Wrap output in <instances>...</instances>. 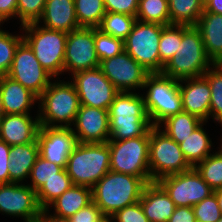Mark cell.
<instances>
[{
	"instance_id": "cell-23",
	"label": "cell",
	"mask_w": 222,
	"mask_h": 222,
	"mask_svg": "<svg viewBox=\"0 0 222 222\" xmlns=\"http://www.w3.org/2000/svg\"><path fill=\"white\" fill-rule=\"evenodd\" d=\"M139 202L150 222H168L176 207L157 182H151L145 186Z\"/></svg>"
},
{
	"instance_id": "cell-47",
	"label": "cell",
	"mask_w": 222,
	"mask_h": 222,
	"mask_svg": "<svg viewBox=\"0 0 222 222\" xmlns=\"http://www.w3.org/2000/svg\"><path fill=\"white\" fill-rule=\"evenodd\" d=\"M168 222H196L193 208L184 206L175 207Z\"/></svg>"
},
{
	"instance_id": "cell-55",
	"label": "cell",
	"mask_w": 222,
	"mask_h": 222,
	"mask_svg": "<svg viewBox=\"0 0 222 222\" xmlns=\"http://www.w3.org/2000/svg\"><path fill=\"white\" fill-rule=\"evenodd\" d=\"M217 222H222V216H221V218Z\"/></svg>"
},
{
	"instance_id": "cell-17",
	"label": "cell",
	"mask_w": 222,
	"mask_h": 222,
	"mask_svg": "<svg viewBox=\"0 0 222 222\" xmlns=\"http://www.w3.org/2000/svg\"><path fill=\"white\" fill-rule=\"evenodd\" d=\"M37 143L39 156L66 168L68 157L78 144L71 128L40 125Z\"/></svg>"
},
{
	"instance_id": "cell-6",
	"label": "cell",
	"mask_w": 222,
	"mask_h": 222,
	"mask_svg": "<svg viewBox=\"0 0 222 222\" xmlns=\"http://www.w3.org/2000/svg\"><path fill=\"white\" fill-rule=\"evenodd\" d=\"M145 109L152 126L183 112L179 81L162 73H149L142 91Z\"/></svg>"
},
{
	"instance_id": "cell-11",
	"label": "cell",
	"mask_w": 222,
	"mask_h": 222,
	"mask_svg": "<svg viewBox=\"0 0 222 222\" xmlns=\"http://www.w3.org/2000/svg\"><path fill=\"white\" fill-rule=\"evenodd\" d=\"M7 76L22 84L38 98L54 78L41 66L33 50L24 40L18 45L15 51Z\"/></svg>"
},
{
	"instance_id": "cell-45",
	"label": "cell",
	"mask_w": 222,
	"mask_h": 222,
	"mask_svg": "<svg viewBox=\"0 0 222 222\" xmlns=\"http://www.w3.org/2000/svg\"><path fill=\"white\" fill-rule=\"evenodd\" d=\"M10 147L6 142L0 140V184L10 183L9 157Z\"/></svg>"
},
{
	"instance_id": "cell-27",
	"label": "cell",
	"mask_w": 222,
	"mask_h": 222,
	"mask_svg": "<svg viewBox=\"0 0 222 222\" xmlns=\"http://www.w3.org/2000/svg\"><path fill=\"white\" fill-rule=\"evenodd\" d=\"M206 123L208 122H202L185 141L179 144L184 157L192 167H195L199 162H202L206 157L215 152L212 149L215 147L212 139L208 135L206 127L204 129Z\"/></svg>"
},
{
	"instance_id": "cell-14",
	"label": "cell",
	"mask_w": 222,
	"mask_h": 222,
	"mask_svg": "<svg viewBox=\"0 0 222 222\" xmlns=\"http://www.w3.org/2000/svg\"><path fill=\"white\" fill-rule=\"evenodd\" d=\"M100 61L95 51L94 28L80 27L67 35L64 73L98 68Z\"/></svg>"
},
{
	"instance_id": "cell-34",
	"label": "cell",
	"mask_w": 222,
	"mask_h": 222,
	"mask_svg": "<svg viewBox=\"0 0 222 222\" xmlns=\"http://www.w3.org/2000/svg\"><path fill=\"white\" fill-rule=\"evenodd\" d=\"M80 27L97 28L106 14L103 0H74Z\"/></svg>"
},
{
	"instance_id": "cell-18",
	"label": "cell",
	"mask_w": 222,
	"mask_h": 222,
	"mask_svg": "<svg viewBox=\"0 0 222 222\" xmlns=\"http://www.w3.org/2000/svg\"><path fill=\"white\" fill-rule=\"evenodd\" d=\"M71 129L78 143H107L110 137L108 110L80 105Z\"/></svg>"
},
{
	"instance_id": "cell-42",
	"label": "cell",
	"mask_w": 222,
	"mask_h": 222,
	"mask_svg": "<svg viewBox=\"0 0 222 222\" xmlns=\"http://www.w3.org/2000/svg\"><path fill=\"white\" fill-rule=\"evenodd\" d=\"M113 222H150L144 215L140 202L120 209L110 217Z\"/></svg>"
},
{
	"instance_id": "cell-9",
	"label": "cell",
	"mask_w": 222,
	"mask_h": 222,
	"mask_svg": "<svg viewBox=\"0 0 222 222\" xmlns=\"http://www.w3.org/2000/svg\"><path fill=\"white\" fill-rule=\"evenodd\" d=\"M110 170L130 174L151 183L149 170V131L137 138L108 140Z\"/></svg>"
},
{
	"instance_id": "cell-36",
	"label": "cell",
	"mask_w": 222,
	"mask_h": 222,
	"mask_svg": "<svg viewBox=\"0 0 222 222\" xmlns=\"http://www.w3.org/2000/svg\"><path fill=\"white\" fill-rule=\"evenodd\" d=\"M182 41V25L164 26L159 41L160 73L167 61L175 56Z\"/></svg>"
},
{
	"instance_id": "cell-35",
	"label": "cell",
	"mask_w": 222,
	"mask_h": 222,
	"mask_svg": "<svg viewBox=\"0 0 222 222\" xmlns=\"http://www.w3.org/2000/svg\"><path fill=\"white\" fill-rule=\"evenodd\" d=\"M219 146L215 153L194 167L213 190L222 188V146Z\"/></svg>"
},
{
	"instance_id": "cell-2",
	"label": "cell",
	"mask_w": 222,
	"mask_h": 222,
	"mask_svg": "<svg viewBox=\"0 0 222 222\" xmlns=\"http://www.w3.org/2000/svg\"><path fill=\"white\" fill-rule=\"evenodd\" d=\"M147 184L140 177L110 170L92 187V201L110 218L120 209L140 201Z\"/></svg>"
},
{
	"instance_id": "cell-20",
	"label": "cell",
	"mask_w": 222,
	"mask_h": 222,
	"mask_svg": "<svg viewBox=\"0 0 222 222\" xmlns=\"http://www.w3.org/2000/svg\"><path fill=\"white\" fill-rule=\"evenodd\" d=\"M183 112L192 114L204 122L209 120L211 90L204 76L179 81Z\"/></svg>"
},
{
	"instance_id": "cell-19",
	"label": "cell",
	"mask_w": 222,
	"mask_h": 222,
	"mask_svg": "<svg viewBox=\"0 0 222 222\" xmlns=\"http://www.w3.org/2000/svg\"><path fill=\"white\" fill-rule=\"evenodd\" d=\"M37 114H3L0 121V140L9 146L35 142L40 129Z\"/></svg>"
},
{
	"instance_id": "cell-32",
	"label": "cell",
	"mask_w": 222,
	"mask_h": 222,
	"mask_svg": "<svg viewBox=\"0 0 222 222\" xmlns=\"http://www.w3.org/2000/svg\"><path fill=\"white\" fill-rule=\"evenodd\" d=\"M136 19L164 26L171 25L168 0H139Z\"/></svg>"
},
{
	"instance_id": "cell-3",
	"label": "cell",
	"mask_w": 222,
	"mask_h": 222,
	"mask_svg": "<svg viewBox=\"0 0 222 222\" xmlns=\"http://www.w3.org/2000/svg\"><path fill=\"white\" fill-rule=\"evenodd\" d=\"M67 81L55 78L39 97L37 107L40 125L72 127L80 102L75 85Z\"/></svg>"
},
{
	"instance_id": "cell-5",
	"label": "cell",
	"mask_w": 222,
	"mask_h": 222,
	"mask_svg": "<svg viewBox=\"0 0 222 222\" xmlns=\"http://www.w3.org/2000/svg\"><path fill=\"white\" fill-rule=\"evenodd\" d=\"M23 40L33 50L41 66L54 78L64 74V57L68 33L48 29L37 22L19 27ZM61 74V75H60Z\"/></svg>"
},
{
	"instance_id": "cell-7",
	"label": "cell",
	"mask_w": 222,
	"mask_h": 222,
	"mask_svg": "<svg viewBox=\"0 0 222 222\" xmlns=\"http://www.w3.org/2000/svg\"><path fill=\"white\" fill-rule=\"evenodd\" d=\"M66 170L73 185L92 188L110 171L108 143H78L68 157Z\"/></svg>"
},
{
	"instance_id": "cell-49",
	"label": "cell",
	"mask_w": 222,
	"mask_h": 222,
	"mask_svg": "<svg viewBox=\"0 0 222 222\" xmlns=\"http://www.w3.org/2000/svg\"><path fill=\"white\" fill-rule=\"evenodd\" d=\"M204 10L209 13H217L222 15V0H210L204 6Z\"/></svg>"
},
{
	"instance_id": "cell-12",
	"label": "cell",
	"mask_w": 222,
	"mask_h": 222,
	"mask_svg": "<svg viewBox=\"0 0 222 222\" xmlns=\"http://www.w3.org/2000/svg\"><path fill=\"white\" fill-rule=\"evenodd\" d=\"M72 78V79H71ZM80 105L108 110L119 91L98 67L71 75Z\"/></svg>"
},
{
	"instance_id": "cell-28",
	"label": "cell",
	"mask_w": 222,
	"mask_h": 222,
	"mask_svg": "<svg viewBox=\"0 0 222 222\" xmlns=\"http://www.w3.org/2000/svg\"><path fill=\"white\" fill-rule=\"evenodd\" d=\"M204 121L195 115L181 112L169 116L158 127L178 144L192 134V132Z\"/></svg>"
},
{
	"instance_id": "cell-41",
	"label": "cell",
	"mask_w": 222,
	"mask_h": 222,
	"mask_svg": "<svg viewBox=\"0 0 222 222\" xmlns=\"http://www.w3.org/2000/svg\"><path fill=\"white\" fill-rule=\"evenodd\" d=\"M192 208L195 213L196 222H217L222 216L218 200L214 193L195 204Z\"/></svg>"
},
{
	"instance_id": "cell-48",
	"label": "cell",
	"mask_w": 222,
	"mask_h": 222,
	"mask_svg": "<svg viewBox=\"0 0 222 222\" xmlns=\"http://www.w3.org/2000/svg\"><path fill=\"white\" fill-rule=\"evenodd\" d=\"M50 211L46 209L41 210L38 222H70L68 218L56 216L50 213Z\"/></svg>"
},
{
	"instance_id": "cell-22",
	"label": "cell",
	"mask_w": 222,
	"mask_h": 222,
	"mask_svg": "<svg viewBox=\"0 0 222 222\" xmlns=\"http://www.w3.org/2000/svg\"><path fill=\"white\" fill-rule=\"evenodd\" d=\"M37 23L66 33L80 28L74 0H46L43 14Z\"/></svg>"
},
{
	"instance_id": "cell-37",
	"label": "cell",
	"mask_w": 222,
	"mask_h": 222,
	"mask_svg": "<svg viewBox=\"0 0 222 222\" xmlns=\"http://www.w3.org/2000/svg\"><path fill=\"white\" fill-rule=\"evenodd\" d=\"M0 24V77L8 74L15 51L18 45L23 41V34L10 33L8 30L1 28Z\"/></svg>"
},
{
	"instance_id": "cell-26",
	"label": "cell",
	"mask_w": 222,
	"mask_h": 222,
	"mask_svg": "<svg viewBox=\"0 0 222 222\" xmlns=\"http://www.w3.org/2000/svg\"><path fill=\"white\" fill-rule=\"evenodd\" d=\"M92 202V188L81 185H72L54 200L46 210L53 209L54 215L70 218L77 211Z\"/></svg>"
},
{
	"instance_id": "cell-25",
	"label": "cell",
	"mask_w": 222,
	"mask_h": 222,
	"mask_svg": "<svg viewBox=\"0 0 222 222\" xmlns=\"http://www.w3.org/2000/svg\"><path fill=\"white\" fill-rule=\"evenodd\" d=\"M9 154L10 183H25L39 156L37 140L28 144L13 145Z\"/></svg>"
},
{
	"instance_id": "cell-4",
	"label": "cell",
	"mask_w": 222,
	"mask_h": 222,
	"mask_svg": "<svg viewBox=\"0 0 222 222\" xmlns=\"http://www.w3.org/2000/svg\"><path fill=\"white\" fill-rule=\"evenodd\" d=\"M213 64L206 54L200 31L195 26L182 25L181 44L161 73L180 81L203 76Z\"/></svg>"
},
{
	"instance_id": "cell-1",
	"label": "cell",
	"mask_w": 222,
	"mask_h": 222,
	"mask_svg": "<svg viewBox=\"0 0 222 222\" xmlns=\"http://www.w3.org/2000/svg\"><path fill=\"white\" fill-rule=\"evenodd\" d=\"M109 140L144 136L152 127L142 92H119L108 109Z\"/></svg>"
},
{
	"instance_id": "cell-44",
	"label": "cell",
	"mask_w": 222,
	"mask_h": 222,
	"mask_svg": "<svg viewBox=\"0 0 222 222\" xmlns=\"http://www.w3.org/2000/svg\"><path fill=\"white\" fill-rule=\"evenodd\" d=\"M106 12L137 16L139 0H103Z\"/></svg>"
},
{
	"instance_id": "cell-38",
	"label": "cell",
	"mask_w": 222,
	"mask_h": 222,
	"mask_svg": "<svg viewBox=\"0 0 222 222\" xmlns=\"http://www.w3.org/2000/svg\"><path fill=\"white\" fill-rule=\"evenodd\" d=\"M63 169L62 166L38 156L29 175L30 183L27 181L25 183L37 192L46 181L57 177V173L61 172Z\"/></svg>"
},
{
	"instance_id": "cell-16",
	"label": "cell",
	"mask_w": 222,
	"mask_h": 222,
	"mask_svg": "<svg viewBox=\"0 0 222 222\" xmlns=\"http://www.w3.org/2000/svg\"><path fill=\"white\" fill-rule=\"evenodd\" d=\"M99 68L119 92H136L143 89L149 72L125 50L100 62Z\"/></svg>"
},
{
	"instance_id": "cell-31",
	"label": "cell",
	"mask_w": 222,
	"mask_h": 222,
	"mask_svg": "<svg viewBox=\"0 0 222 222\" xmlns=\"http://www.w3.org/2000/svg\"><path fill=\"white\" fill-rule=\"evenodd\" d=\"M203 76L208 80L211 90L209 120L211 117L222 127V66L213 64Z\"/></svg>"
},
{
	"instance_id": "cell-15",
	"label": "cell",
	"mask_w": 222,
	"mask_h": 222,
	"mask_svg": "<svg viewBox=\"0 0 222 222\" xmlns=\"http://www.w3.org/2000/svg\"><path fill=\"white\" fill-rule=\"evenodd\" d=\"M41 208L36 192L26 183L0 184V213L20 218L23 222H38Z\"/></svg>"
},
{
	"instance_id": "cell-40",
	"label": "cell",
	"mask_w": 222,
	"mask_h": 222,
	"mask_svg": "<svg viewBox=\"0 0 222 222\" xmlns=\"http://www.w3.org/2000/svg\"><path fill=\"white\" fill-rule=\"evenodd\" d=\"M46 0H18L17 19L20 27L29 23L38 22L41 18Z\"/></svg>"
},
{
	"instance_id": "cell-52",
	"label": "cell",
	"mask_w": 222,
	"mask_h": 222,
	"mask_svg": "<svg viewBox=\"0 0 222 222\" xmlns=\"http://www.w3.org/2000/svg\"><path fill=\"white\" fill-rule=\"evenodd\" d=\"M102 222H113V220L109 217H107L106 219H104Z\"/></svg>"
},
{
	"instance_id": "cell-46",
	"label": "cell",
	"mask_w": 222,
	"mask_h": 222,
	"mask_svg": "<svg viewBox=\"0 0 222 222\" xmlns=\"http://www.w3.org/2000/svg\"><path fill=\"white\" fill-rule=\"evenodd\" d=\"M17 2L18 0H0V24L12 20H17Z\"/></svg>"
},
{
	"instance_id": "cell-21",
	"label": "cell",
	"mask_w": 222,
	"mask_h": 222,
	"mask_svg": "<svg viewBox=\"0 0 222 222\" xmlns=\"http://www.w3.org/2000/svg\"><path fill=\"white\" fill-rule=\"evenodd\" d=\"M0 96L3 114L31 113L39 98L22 84L7 75L0 77Z\"/></svg>"
},
{
	"instance_id": "cell-39",
	"label": "cell",
	"mask_w": 222,
	"mask_h": 222,
	"mask_svg": "<svg viewBox=\"0 0 222 222\" xmlns=\"http://www.w3.org/2000/svg\"><path fill=\"white\" fill-rule=\"evenodd\" d=\"M95 51L99 61L112 58L124 51V41L94 28Z\"/></svg>"
},
{
	"instance_id": "cell-13",
	"label": "cell",
	"mask_w": 222,
	"mask_h": 222,
	"mask_svg": "<svg viewBox=\"0 0 222 222\" xmlns=\"http://www.w3.org/2000/svg\"><path fill=\"white\" fill-rule=\"evenodd\" d=\"M157 183L166 191L176 207H193L214 191L194 167L186 172L165 176Z\"/></svg>"
},
{
	"instance_id": "cell-43",
	"label": "cell",
	"mask_w": 222,
	"mask_h": 222,
	"mask_svg": "<svg viewBox=\"0 0 222 222\" xmlns=\"http://www.w3.org/2000/svg\"><path fill=\"white\" fill-rule=\"evenodd\" d=\"M106 218L101 209L92 201L68 219L70 222H102Z\"/></svg>"
},
{
	"instance_id": "cell-8",
	"label": "cell",
	"mask_w": 222,
	"mask_h": 222,
	"mask_svg": "<svg viewBox=\"0 0 222 222\" xmlns=\"http://www.w3.org/2000/svg\"><path fill=\"white\" fill-rule=\"evenodd\" d=\"M148 154L152 182L193 168L184 157L180 145L158 126H152L149 130Z\"/></svg>"
},
{
	"instance_id": "cell-33",
	"label": "cell",
	"mask_w": 222,
	"mask_h": 222,
	"mask_svg": "<svg viewBox=\"0 0 222 222\" xmlns=\"http://www.w3.org/2000/svg\"><path fill=\"white\" fill-rule=\"evenodd\" d=\"M136 20V17L128 14L106 12L97 28L103 33L124 41L131 32Z\"/></svg>"
},
{
	"instance_id": "cell-24",
	"label": "cell",
	"mask_w": 222,
	"mask_h": 222,
	"mask_svg": "<svg viewBox=\"0 0 222 222\" xmlns=\"http://www.w3.org/2000/svg\"><path fill=\"white\" fill-rule=\"evenodd\" d=\"M195 27L200 31L207 56L214 64L222 61V15L203 11Z\"/></svg>"
},
{
	"instance_id": "cell-53",
	"label": "cell",
	"mask_w": 222,
	"mask_h": 222,
	"mask_svg": "<svg viewBox=\"0 0 222 222\" xmlns=\"http://www.w3.org/2000/svg\"><path fill=\"white\" fill-rule=\"evenodd\" d=\"M2 115H3V110H0V121H1Z\"/></svg>"
},
{
	"instance_id": "cell-30",
	"label": "cell",
	"mask_w": 222,
	"mask_h": 222,
	"mask_svg": "<svg viewBox=\"0 0 222 222\" xmlns=\"http://www.w3.org/2000/svg\"><path fill=\"white\" fill-rule=\"evenodd\" d=\"M73 185L66 168L57 173V177L46 181L36 192L37 201L42 210L46 209L54 200Z\"/></svg>"
},
{
	"instance_id": "cell-50",
	"label": "cell",
	"mask_w": 222,
	"mask_h": 222,
	"mask_svg": "<svg viewBox=\"0 0 222 222\" xmlns=\"http://www.w3.org/2000/svg\"><path fill=\"white\" fill-rule=\"evenodd\" d=\"M213 193L216 195V198H217L218 204H219V208L222 213V188L214 190Z\"/></svg>"
},
{
	"instance_id": "cell-54",
	"label": "cell",
	"mask_w": 222,
	"mask_h": 222,
	"mask_svg": "<svg viewBox=\"0 0 222 222\" xmlns=\"http://www.w3.org/2000/svg\"><path fill=\"white\" fill-rule=\"evenodd\" d=\"M0 110H2V106H1V96H0Z\"/></svg>"
},
{
	"instance_id": "cell-29",
	"label": "cell",
	"mask_w": 222,
	"mask_h": 222,
	"mask_svg": "<svg viewBox=\"0 0 222 222\" xmlns=\"http://www.w3.org/2000/svg\"><path fill=\"white\" fill-rule=\"evenodd\" d=\"M171 24L195 26L204 11L200 0H168Z\"/></svg>"
},
{
	"instance_id": "cell-51",
	"label": "cell",
	"mask_w": 222,
	"mask_h": 222,
	"mask_svg": "<svg viewBox=\"0 0 222 222\" xmlns=\"http://www.w3.org/2000/svg\"><path fill=\"white\" fill-rule=\"evenodd\" d=\"M201 1V4L203 5V6H205L210 0H200Z\"/></svg>"
},
{
	"instance_id": "cell-10",
	"label": "cell",
	"mask_w": 222,
	"mask_h": 222,
	"mask_svg": "<svg viewBox=\"0 0 222 222\" xmlns=\"http://www.w3.org/2000/svg\"><path fill=\"white\" fill-rule=\"evenodd\" d=\"M164 25L136 20L124 50L149 73H160L159 41Z\"/></svg>"
}]
</instances>
